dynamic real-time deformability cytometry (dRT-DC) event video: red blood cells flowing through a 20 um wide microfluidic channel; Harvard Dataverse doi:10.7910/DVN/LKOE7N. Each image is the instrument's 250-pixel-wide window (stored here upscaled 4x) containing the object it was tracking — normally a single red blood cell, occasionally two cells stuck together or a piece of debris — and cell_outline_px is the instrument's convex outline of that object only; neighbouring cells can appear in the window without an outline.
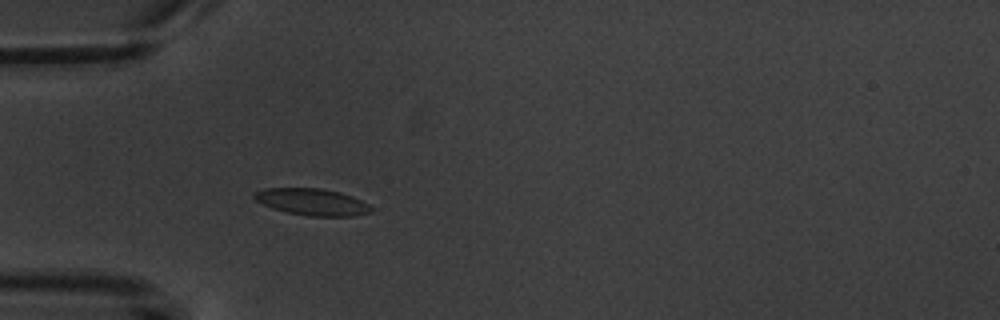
{"species": "common noctule bat (a hibernating species)", "species_latin": "Nyctalus noctula", "temperature_condition": "warm", "stored_images_in_passage": 5, "camera_frame_rate_fps": 3000, "um_per_image_px": 0.085, "animal": {"sex": "male", "body_mass_g": 20.1, "forearm_length_mm": 53.5}, "frame": {"image": 1, "passage_image": 5, "time_ms": 4.667, "image_size_px": [1000, 320], "cell_outline_px": [[372, 212], [352, 216], [308, 216], [288, 212], [272, 208], [256, 200], [252, 196], [256, 192], [264, 188], [320, 188], [340, 192], [352, 196], [368, 204], [372, 208]], "centroid_in_image_um": [26.54, 17.16], "position_along_channel_um": 58.5, "area_um2": 18.09}}